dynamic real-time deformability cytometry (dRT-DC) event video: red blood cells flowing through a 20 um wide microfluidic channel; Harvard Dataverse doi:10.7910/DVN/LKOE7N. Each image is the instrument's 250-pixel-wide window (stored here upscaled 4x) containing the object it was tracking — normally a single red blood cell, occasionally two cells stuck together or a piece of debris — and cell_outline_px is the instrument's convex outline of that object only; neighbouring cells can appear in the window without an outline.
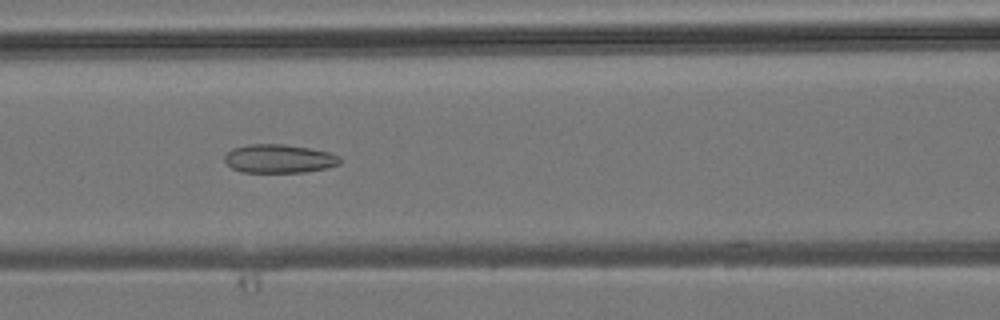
{"species": "common noctule bat (a hibernating species)", "species_latin": "Nyctalus noctula", "temperature_condition": "room temperature", "stored_images_in_passage": 35, "camera_frame_rate_fps": 3000, "um_per_image_px": 0.085, "animal": {"sex": "male", "body_mass_g": 19.2, "forearm_length_mm": 51.8}, "frame": {"image": 1, "passage_image": 10, "time_ms": 3.0, "image_size_px": [1000, 320], "cell_outline_px": [[340, 164], [324, 168], [304, 172], [240, 172], [232, 168], [224, 160], [224, 156], [232, 148], [248, 144], [284, 144], [308, 148], [328, 152], [340, 156]], "centroid_in_image_um": [23.69, 13.48], "position_along_channel_um": 142.9, "area_um2": 19.13}}
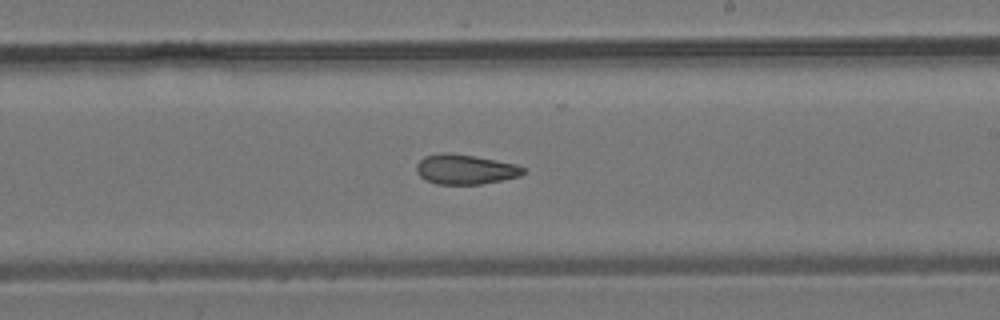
{"frame": {"image": 2, "passage_image": 17, "time_ms": 5.333, "image_size_px": [1000, 320], "cell_outline_px": [[524, 172], [520, 176], [480, 184], [436, 184], [420, 176], [416, 172], [416, 164], [424, 156], [440, 152], [448, 152], [476, 156], [516, 164], [524, 168]], "centroid_in_image_um": [39.51, 14.38], "position_along_channel_um": 249.5, "area_um2": 18.55}}
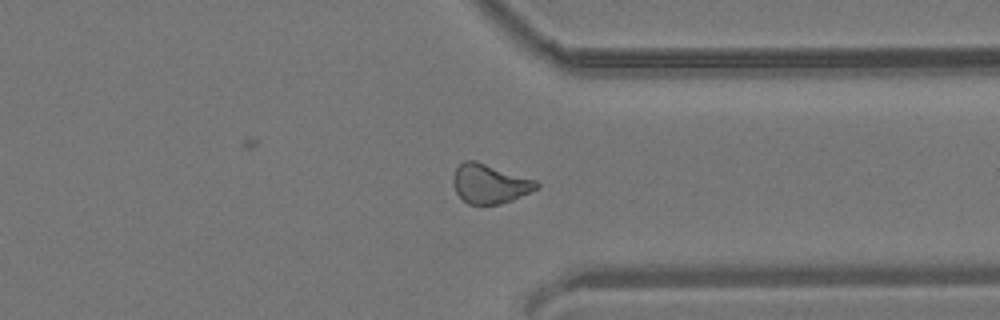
{"frame": {"image": 3, "passage_image": 25, "time_ms": 8.0, "image_size_px": [1000, 320], "cell_outline_px": [[540, 188], [512, 200], [500, 204], [468, 204], [456, 192], [452, 184], [452, 180], [456, 168], [464, 160], [476, 160], [536, 180], [540, 184]], "centroid_in_image_um": [41.64, 15.61], "position_along_channel_um": 369.8, "area_um2": 19.19}}